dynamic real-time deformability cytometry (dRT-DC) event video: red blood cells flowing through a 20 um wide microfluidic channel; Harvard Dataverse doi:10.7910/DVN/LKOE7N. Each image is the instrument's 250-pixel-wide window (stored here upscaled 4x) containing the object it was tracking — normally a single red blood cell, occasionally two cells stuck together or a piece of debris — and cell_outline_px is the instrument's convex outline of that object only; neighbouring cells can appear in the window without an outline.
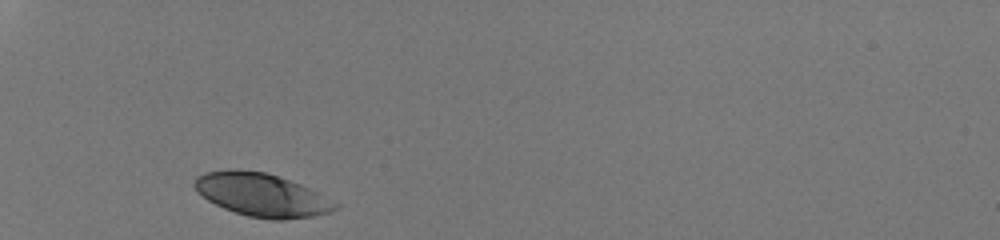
{"species": "human", "species_latin": "Homo sapiens", "temperature_condition": "room temperature", "stored_images_in_passage": 27, "camera_frame_rate_fps": 3000, "um_per_image_px": 0.085, "donor": {"sex": "male"}, "frame": {"image": 1, "passage_image": 1, "time_ms": 0.0, "image_size_px": [1000, 240], "cell_outline_px": [[340, 208], [332, 212], [312, 216], [284, 220], [272, 220], [248, 216], [224, 208], [208, 200], [192, 184], [196, 176], [204, 172], [228, 168], [236, 168], [268, 172], [300, 184], [340, 204]], "centroid_in_image_um": [22.25, 16.55], "position_along_channel_um": 62.7, "area_um2": 35.6}}
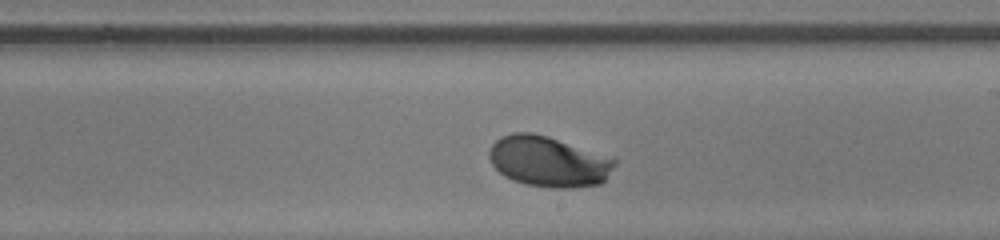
{"frame": {"image": 2, "passage_image": 16, "time_ms": 5.0, "image_size_px": [1000, 240], "cell_outline_px": [[616, 164], [604, 180], [600, 184], [568, 188], [552, 188], [524, 184], [512, 180], [504, 176], [492, 164], [488, 156], [488, 152], [492, 144], [500, 136], [512, 132], [532, 132], [548, 136], [616, 160]], "centroid_in_image_um": [46.55, 13.73], "position_along_channel_um": 242.4, "area_um2": 36.7}}
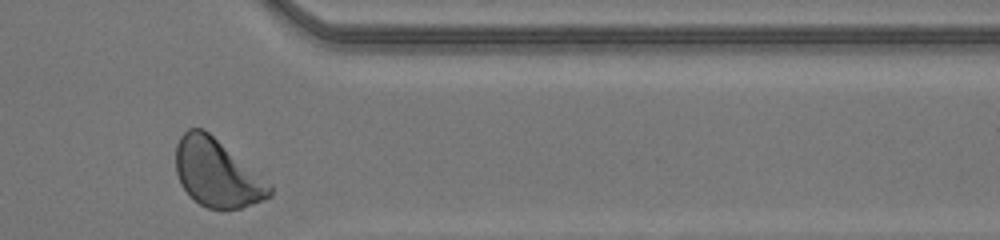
{"frame": {"image": 3, "passage_image": 27, "time_ms": 8.667, "image_size_px": [1000, 240], "cell_outline_px": [[272, 196], [252, 204], [240, 208], [208, 208], [200, 204], [180, 184], [176, 172], [176, 144], [180, 136], [188, 128], [204, 128], [272, 184]], "centroid_in_image_um": [18.45, 14.69], "position_along_channel_um": 393.0, "area_um2": 36.82}, "authors_computed_cell_mechanics": {"area_um2": 35.9516, "velocity_mm_per_s": 4.1409, "shape_relaxation_time_tau1_ms": 2.1086, "shape_relaxation_time_tau2_ms": null, "deformation_change_tau1": 0.1445, "deformation_change_tau2": null}}